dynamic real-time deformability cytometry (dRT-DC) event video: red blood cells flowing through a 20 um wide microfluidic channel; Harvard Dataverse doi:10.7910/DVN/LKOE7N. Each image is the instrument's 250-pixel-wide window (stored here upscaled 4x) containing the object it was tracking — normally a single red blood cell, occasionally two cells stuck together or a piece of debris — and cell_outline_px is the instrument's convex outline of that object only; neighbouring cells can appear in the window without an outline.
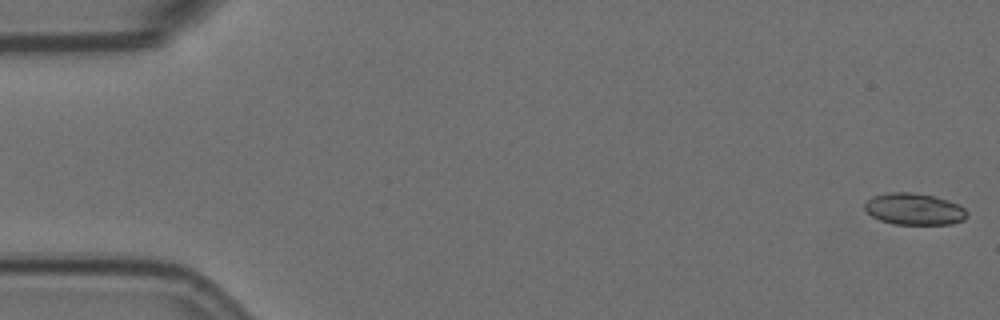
{"species": "Egyptian fruit bat (a non-hibernating species)", "species_latin": "Rousettus aegyptiacus", "temperature_condition": "room temperature", "stored_images_in_passage": 58, "camera_frame_rate_fps": 3000, "um_per_image_px": 0.085, "animal": {"sex": "female"}, "frame": {"image": 1, "passage_image": 1, "time_ms": 0.0, "image_size_px": [1000, 320], "cell_outline_px": [[968, 216], [964, 220], [952, 224], [892, 224], [880, 220], [872, 216], [864, 208], [864, 204], [872, 196], [892, 192], [912, 192], [936, 196], [960, 204], [968, 212]], "centroid_in_image_um": [77.74, 17.77], "position_along_channel_um": 7.3, "area_um2": 19.07}}
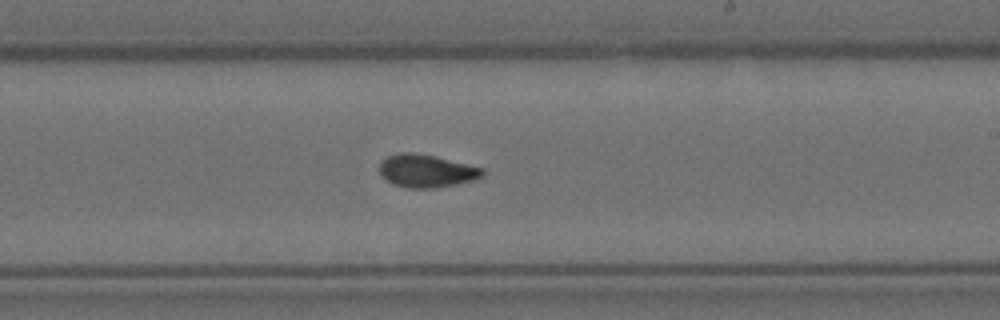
{"frame": {"image": 2, "passage_image": 34, "time_ms": 11.0, "image_size_px": [1000, 320], "cell_outline_px": [[484, 176], [472, 180], [456, 184], [436, 188], [408, 188], [392, 184], [380, 176], [380, 160], [388, 156], [400, 152], [412, 152], [436, 156], [484, 168]], "centroid_in_image_um": [36.23, 14.52], "position_along_channel_um": 252.8, "area_um2": 19.94}}
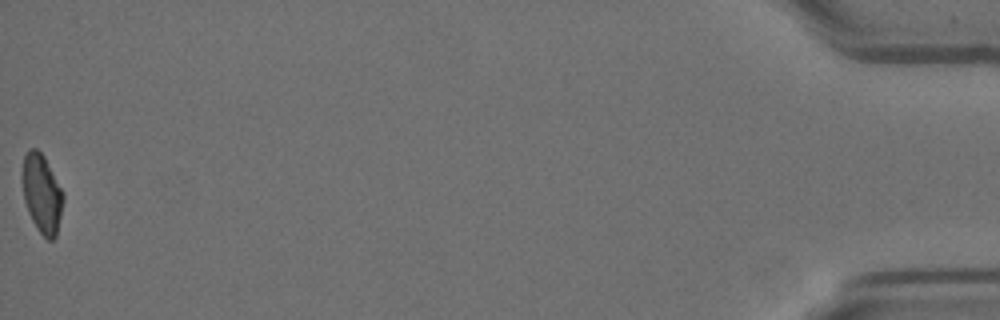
{"frame": {"image": 3, "passage_image": 58, "time_ms": 19.0, "image_size_px": [1000, 320], "cell_outline_px": [[64, 200], [56, 236], [52, 240], [48, 240], [36, 228], [28, 212], [24, 200], [20, 180], [20, 172], [24, 156], [28, 148], [36, 148], [44, 156], [64, 192]], "centroid_in_image_um": [3.53, 16.42], "position_along_channel_um": 431.7, "area_um2": 19.25}, "authors_computed_cell_mechanics": {"area_um2": 19.2474, "velocity_mm_per_s": 3.5176, "shape_relaxation_time_tau1_ms": 3.9752, "shape_relaxation_time_tau2_ms": 2.4099, "deformation_change_tau1": 0.1462, "deformation_change_tau2": 0.0812}}